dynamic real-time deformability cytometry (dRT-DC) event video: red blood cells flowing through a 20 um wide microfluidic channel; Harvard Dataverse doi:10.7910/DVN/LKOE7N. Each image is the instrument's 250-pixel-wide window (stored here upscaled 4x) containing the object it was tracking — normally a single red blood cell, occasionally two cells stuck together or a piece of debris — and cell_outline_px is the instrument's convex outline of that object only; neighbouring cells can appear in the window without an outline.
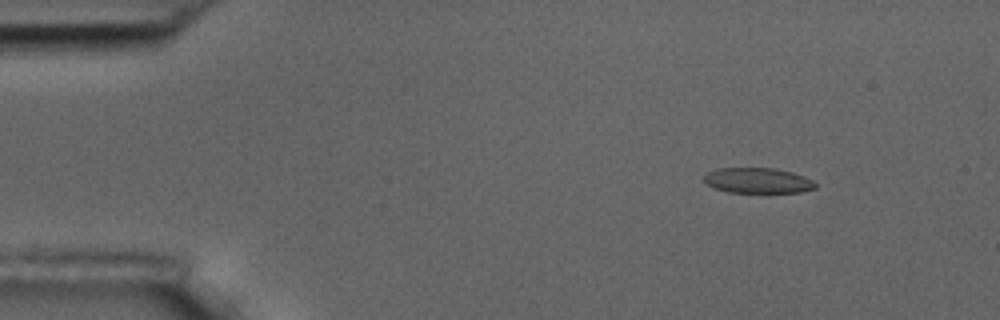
{"species": "common noctule bat (a hibernating species)", "species_latin": "Nyctalus noctula", "temperature_condition": "room temperature", "stored_images_in_passage": 10, "camera_frame_rate_fps": 3000, "um_per_image_px": 0.085, "animal": {"sex": "male", "body_mass_g": 17.5, "forearm_length_mm": 52.3}, "frame": {"image": 1, "passage_image": 2, "time_ms": 1.0, "image_size_px": [1000, 320], "cell_outline_px": [[816, 188], [800, 192], [728, 192], [712, 188], [704, 180], [704, 176], [708, 172], [716, 168], [772, 168], [792, 172], [804, 176], [812, 180], [816, 184]], "centroid_in_image_um": [64.39, 15.34], "position_along_channel_um": 20.6, "area_um2": 16.42}}
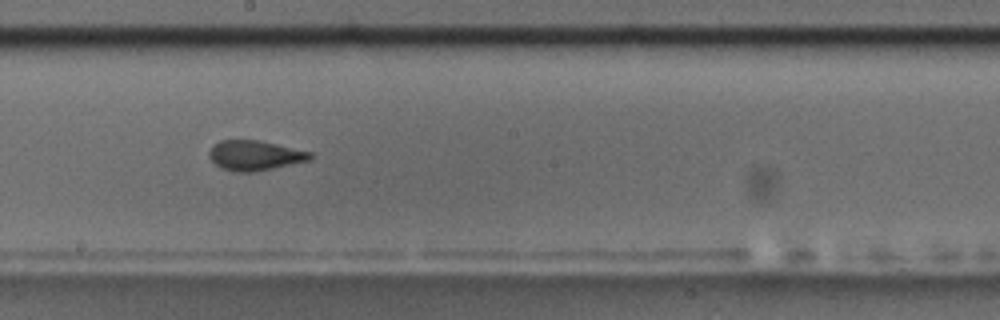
{"frame": {"image": 2, "passage_image": 9, "time_ms": 9.0, "image_size_px": [1000, 320], "cell_outline_px": [[312, 160], [256, 172], [232, 172], [220, 168], [208, 156], [208, 152], [212, 144], [220, 140], [256, 140], [276, 144], [312, 152]], "centroid_in_image_um": [21.64, 13.22], "position_along_channel_um": 226.6, "area_um2": 17.86}}
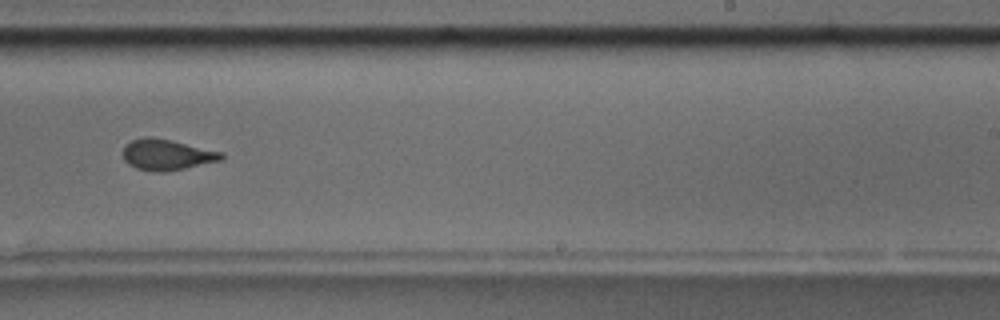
{"frame": {"image": 3, "passage_image": 10, "time_ms": 10.333, "image_size_px": [1000, 320], "cell_outline_px": [[224, 160], [184, 168], [160, 172], [156, 172], [136, 168], [128, 164], [124, 160], [124, 144], [132, 140], [144, 136], [148, 136], [172, 140], [224, 152]], "centroid_in_image_um": [14.2, 13.13], "position_along_channel_um": 274.8, "area_um2": 17.8}}